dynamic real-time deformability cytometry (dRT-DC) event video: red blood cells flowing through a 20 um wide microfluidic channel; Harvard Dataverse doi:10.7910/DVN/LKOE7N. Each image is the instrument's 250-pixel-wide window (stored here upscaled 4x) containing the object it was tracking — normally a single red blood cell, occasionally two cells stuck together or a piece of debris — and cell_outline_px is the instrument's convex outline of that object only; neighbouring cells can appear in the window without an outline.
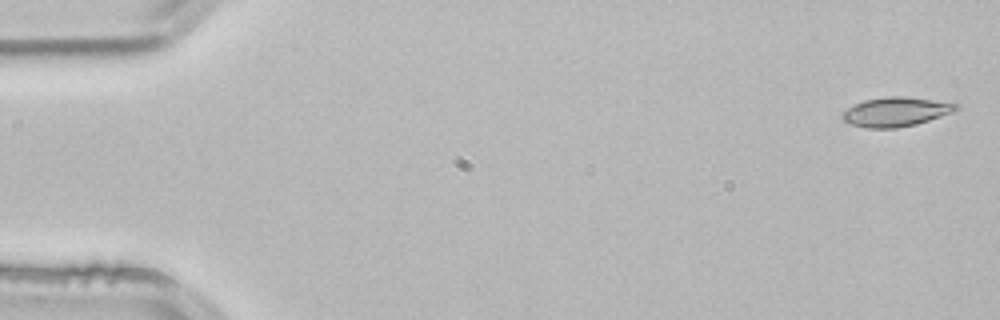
{"species": "common noctule bat (a hibernating species)", "species_latin": "Nyctalus noctula", "temperature_condition": "room temperature", "stored_images_in_passage": 5, "camera_frame_rate_fps": 3000, "um_per_image_px": 0.085, "animal": {"sex": "male", "body_mass_g": 21.5, "forearm_length_mm": 52.0}, "frame": {"image": 1, "passage_image": 1, "time_ms": 0.0, "image_size_px": [1000, 320], "cell_outline_px": [[960, 108], [952, 112], [916, 124], [896, 128], [864, 128], [848, 124], [840, 116], [840, 112], [864, 100], [888, 96], [904, 96], [932, 100], [956, 104]], "centroid_in_image_um": [76.07, 9.51], "position_along_channel_um": 8.9, "area_um2": 19.31}}
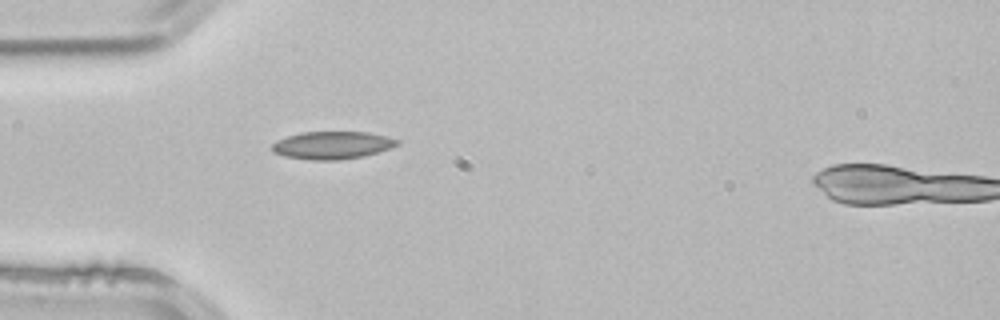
{"frame": {"image": 2, "passage_image": 4, "time_ms": 1.0, "image_size_px": [1000, 320], "cell_outline_px": [[400, 144], [364, 156], [340, 160], [312, 160], [284, 156], [272, 152], [272, 144], [276, 140], [300, 132], [368, 132], [388, 136], [400, 140]], "centroid_in_image_um": [28.23, 12.34], "position_along_channel_um": 56.8, "area_um2": 20.23}}